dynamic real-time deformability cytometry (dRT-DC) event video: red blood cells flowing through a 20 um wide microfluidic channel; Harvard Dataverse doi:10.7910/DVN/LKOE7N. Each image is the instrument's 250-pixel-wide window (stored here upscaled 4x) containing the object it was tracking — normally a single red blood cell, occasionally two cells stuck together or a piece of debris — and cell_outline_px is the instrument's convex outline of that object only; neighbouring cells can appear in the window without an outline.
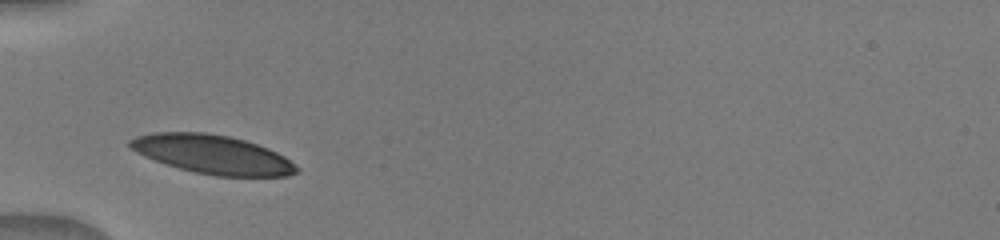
{"species": "human", "species_latin": "Homo sapiens", "temperature_condition": "warm", "stored_images_in_passage": 7, "camera_frame_rate_fps": 3000, "um_per_image_px": 0.085, "donor": {"sex": "male"}, "frame": {"image": 1, "passage_image": 2, "time_ms": 1.0, "image_size_px": [1000, 240], "cell_outline_px": [[300, 172], [288, 176], [216, 176], [196, 172], [164, 164], [136, 152], [128, 144], [128, 140], [136, 136], [152, 132], [204, 132], [228, 136], [244, 140], [268, 148], [284, 156], [296, 164], [300, 168]], "centroid_in_image_um": [18.09, 13.12], "position_along_channel_um": 66.9, "area_um2": 37.69}}
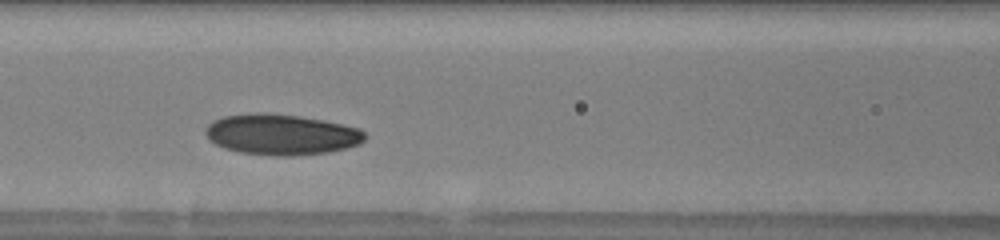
{"frame": {"image": 2, "passage_image": 4, "time_ms": 3.0, "image_size_px": [1000, 240], "cell_outline_px": [[364, 140], [360, 144], [328, 152], [292, 156], [272, 156], [240, 152], [224, 148], [216, 144], [204, 132], [208, 124], [212, 120], [224, 116], [264, 112], [300, 116], [360, 128], [364, 132]], "centroid_in_image_um": [23.9, 11.44], "position_along_channel_um": 142.7, "area_um2": 37.57}}
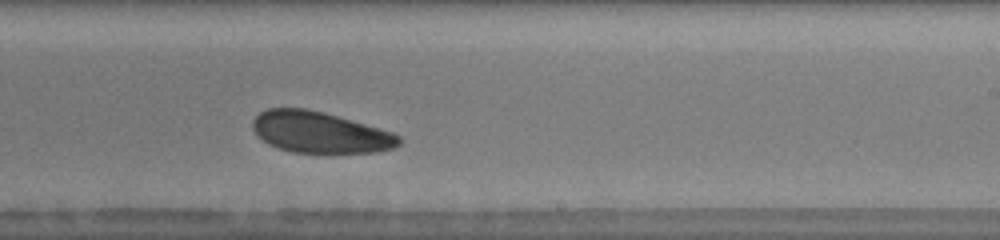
{"frame": {"image": 3, "passage_image": 7, "time_ms": 6.0, "image_size_px": [1000, 240], "cell_outline_px": [[400, 144], [392, 148], [376, 152], [332, 156], [328, 156], [292, 152], [268, 144], [252, 128], [252, 120], [260, 112], [268, 108], [304, 108], [324, 112], [392, 132], [400, 136]], "centroid_in_image_um": [27.21, 11.3], "position_along_channel_um": 261.8, "area_um2": 35.95}}